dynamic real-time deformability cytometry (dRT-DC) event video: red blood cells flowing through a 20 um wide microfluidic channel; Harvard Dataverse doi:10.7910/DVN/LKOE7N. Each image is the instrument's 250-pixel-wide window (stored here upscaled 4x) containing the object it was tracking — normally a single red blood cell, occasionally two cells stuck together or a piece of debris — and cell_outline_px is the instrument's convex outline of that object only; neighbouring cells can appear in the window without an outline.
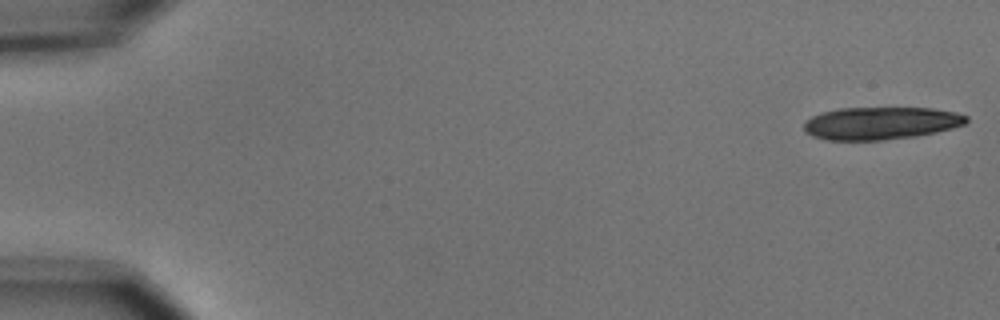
{"species": "common noctule bat (a hibernating species)", "species_latin": "Nyctalus noctula", "temperature_condition": "cold", "stored_images_in_passage": 6, "camera_frame_rate_fps": 3000, "um_per_image_px": 0.085, "animal": {"sex": "male", "body_mass_g": 15.6}, "frame": {"image": 1, "passage_image": 1, "time_ms": 0.0, "image_size_px": [1000, 320], "cell_outline_px": [[968, 120], [964, 124], [952, 128], [936, 132], [916, 136], [880, 140], [828, 140], [812, 136], [804, 132], [804, 120], [820, 112], [840, 108], [932, 108], [956, 112], [968, 116]], "centroid_in_image_um": [74.83, 10.47], "position_along_channel_um": 10.2, "area_um2": 30.98}}